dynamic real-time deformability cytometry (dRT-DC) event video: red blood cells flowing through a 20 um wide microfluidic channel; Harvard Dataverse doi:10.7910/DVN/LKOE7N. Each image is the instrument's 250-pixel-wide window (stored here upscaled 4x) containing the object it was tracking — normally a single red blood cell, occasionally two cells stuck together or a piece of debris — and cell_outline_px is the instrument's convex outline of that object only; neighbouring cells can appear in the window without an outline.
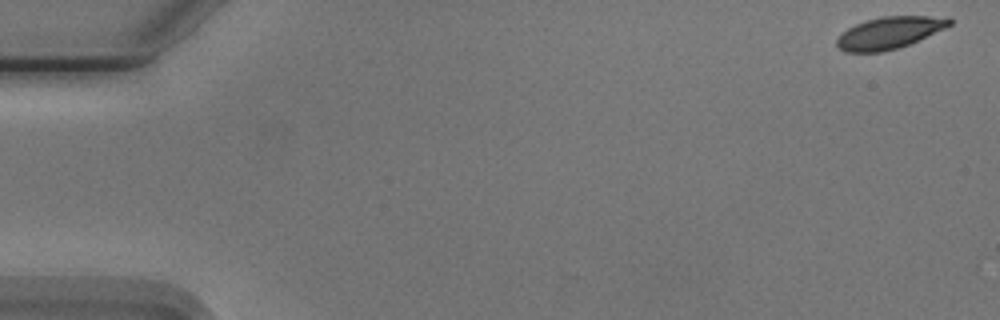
{"species": "Egyptian fruit bat (a non-hibernating species)", "species_latin": "Rousettus aegyptiacus", "temperature_condition": "cold", "stored_images_in_passage": 55, "camera_frame_rate_fps": 3000, "um_per_image_px": 0.085, "animal": {"sex": "male"}, "frame": {"image": 1, "passage_image": 1, "time_ms": 0.0, "image_size_px": [1000, 320], "cell_outline_px": [[952, 24], [944, 28], [908, 44], [896, 48], [880, 52], [844, 52], [836, 44], [836, 40], [848, 28], [856, 24], [868, 20], [884, 16], [948, 16], [952, 20]], "centroid_in_image_um": [75.61, 2.77], "position_along_channel_um": 9.4, "area_um2": 20.58}}
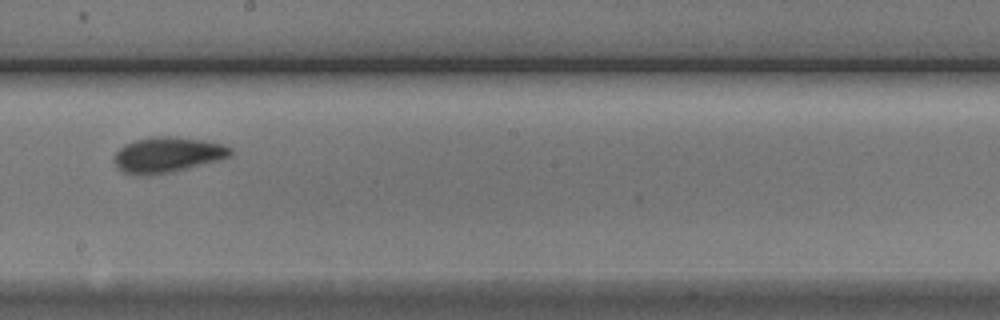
{"frame": {"image": 2, "passage_image": 31, "time_ms": 10.0, "image_size_px": [1000, 320], "cell_outline_px": [[232, 156], [172, 172], [148, 176], [136, 176], [124, 172], [116, 168], [112, 160], [116, 152], [124, 144], [136, 140], [152, 136], [176, 136], [204, 140], [220, 144], [232, 148]], "centroid_in_image_um": [14.17, 13.16], "position_along_channel_um": 234.0, "area_um2": 24.28}}
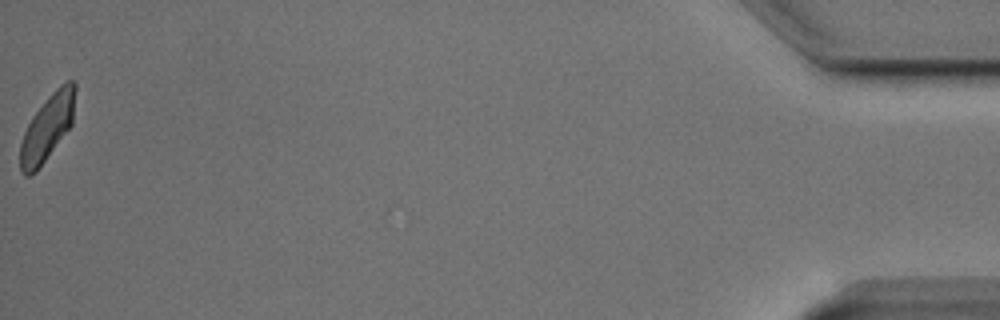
{"frame": {"image": 3, "passage_image": 55, "time_ms": 18.0, "image_size_px": [1000, 320], "cell_outline_px": [[76, 88], [72, 124], [36, 172], [28, 176], [24, 176], [20, 172], [20, 144], [24, 132], [32, 116], [52, 92], [60, 84], [68, 80], [72, 80], [76, 84]], "centroid_in_image_um": [4.02, 10.85], "position_along_channel_um": 431.2, "area_um2": 21.04}, "authors_computed_cell_mechanics": {"area_um2": 22.0796, "velocity_mm_per_s": 3.7086, "shape_relaxation_time_tau1_ms": 2.4268, "shape_relaxation_time_tau2_ms": 1.1962, "deformation_change_tau1": 0.1104, "deformation_change_tau2": 0.0523}}